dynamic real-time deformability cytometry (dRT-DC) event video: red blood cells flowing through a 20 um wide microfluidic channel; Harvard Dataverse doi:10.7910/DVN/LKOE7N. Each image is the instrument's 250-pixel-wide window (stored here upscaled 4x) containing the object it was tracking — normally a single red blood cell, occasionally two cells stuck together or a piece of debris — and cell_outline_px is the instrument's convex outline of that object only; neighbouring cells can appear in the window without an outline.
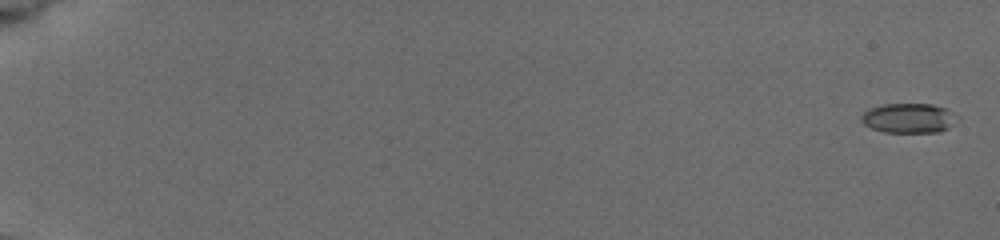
{"species": "common noctule bat (a hibernating species)", "species_latin": "Nyctalus noctula", "temperature_condition": "cold", "stored_images_in_passage": 35, "camera_frame_rate_fps": 3000, "um_per_image_px": 0.085, "animal": {"sex": "female", "body_mass_g": 19.5, "forearm_length_mm": 54.1}, "frame": {"image": 1, "passage_image": 1, "time_ms": 0.0, "image_size_px": [1000, 240], "cell_outline_px": [[960, 116], [948, 128], [940, 132], [884, 132], [872, 128], [864, 124], [860, 120], [860, 116], [864, 112], [872, 108], [884, 104], [932, 104], [944, 108]], "centroid_in_image_um": [77.25, 10.04], "position_along_channel_um": 7.8, "area_um2": 16.53}}
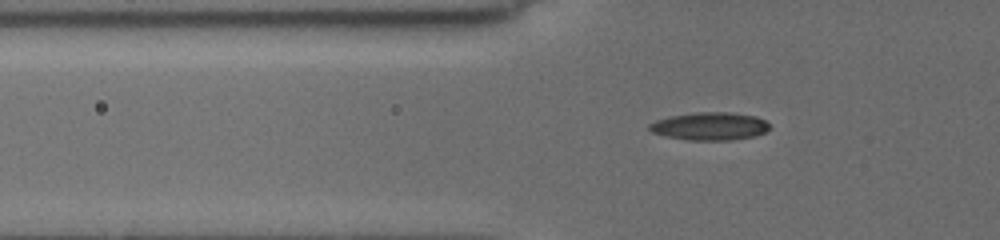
{"frame": {"image": 2, "passage_image": 28, "time_ms": 6.667, "image_size_px": [1000, 240], "cell_outline_px": [[768, 128], [764, 132], [756, 136], [732, 140], [688, 140], [668, 136], [652, 132], [648, 128], [648, 124], [656, 120], [668, 116], [696, 112], [728, 112], [756, 116], [764, 120], [768, 124]], "centroid_in_image_um": [60.31, 10.72], "position_along_channel_um": 65.5, "area_um2": 19.48}}
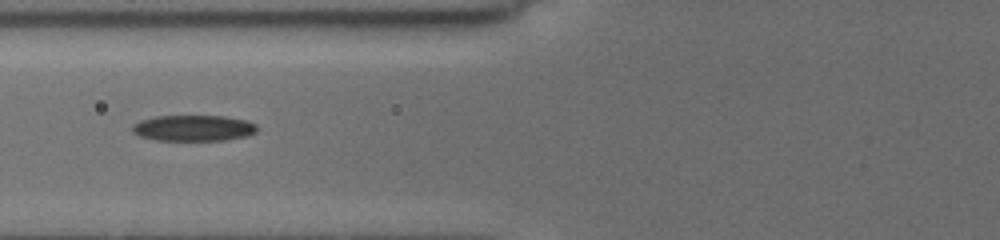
{"frame": {"image": 3, "passage_image": 34, "time_ms": 8.0, "image_size_px": [1000, 240], "cell_outline_px": [[256, 132], [248, 136], [224, 140], [156, 140], [140, 136], [132, 132], [132, 124], [140, 120], [156, 116], [224, 116], [244, 120], [256, 124]], "centroid_in_image_um": [16.42, 10.88], "position_along_channel_um": 109.4, "area_um2": 18.84}}